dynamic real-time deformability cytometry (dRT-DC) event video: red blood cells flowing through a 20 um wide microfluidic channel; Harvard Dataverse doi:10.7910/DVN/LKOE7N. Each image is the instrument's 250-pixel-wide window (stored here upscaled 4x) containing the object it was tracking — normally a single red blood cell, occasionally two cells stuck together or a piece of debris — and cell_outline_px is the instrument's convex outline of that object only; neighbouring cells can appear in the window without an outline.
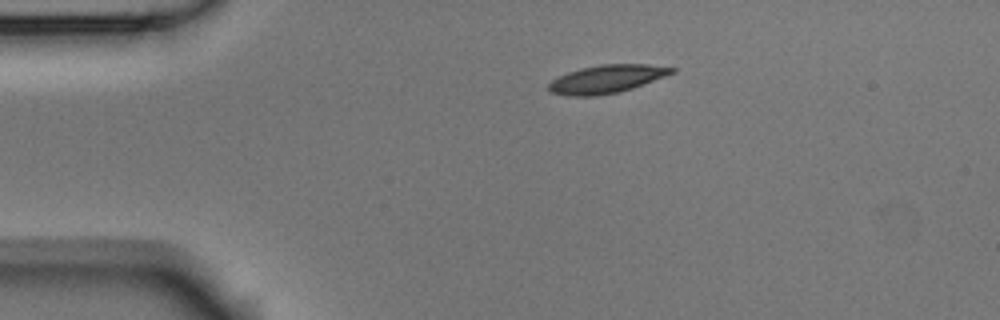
{"species": "Egyptian fruit bat (a non-hibernating species)", "species_latin": "Rousettus aegyptiacus", "temperature_condition": "room temperature", "stored_images_in_passage": 2, "camera_frame_rate_fps": 3000, "um_per_image_px": 0.085, "animal": {"sex": "male"}, "frame": {"image": 1, "passage_image": 1, "time_ms": 0.0, "image_size_px": [1000, 320], "cell_outline_px": [[676, 72], [632, 88], [620, 92], [596, 96], [568, 96], [552, 92], [548, 88], [548, 84], [552, 80], [568, 72], [580, 68], [600, 64], [648, 64], [676, 68]], "centroid_in_image_um": [51.57, 6.71], "position_along_channel_um": 33.4, "area_um2": 20.11}}